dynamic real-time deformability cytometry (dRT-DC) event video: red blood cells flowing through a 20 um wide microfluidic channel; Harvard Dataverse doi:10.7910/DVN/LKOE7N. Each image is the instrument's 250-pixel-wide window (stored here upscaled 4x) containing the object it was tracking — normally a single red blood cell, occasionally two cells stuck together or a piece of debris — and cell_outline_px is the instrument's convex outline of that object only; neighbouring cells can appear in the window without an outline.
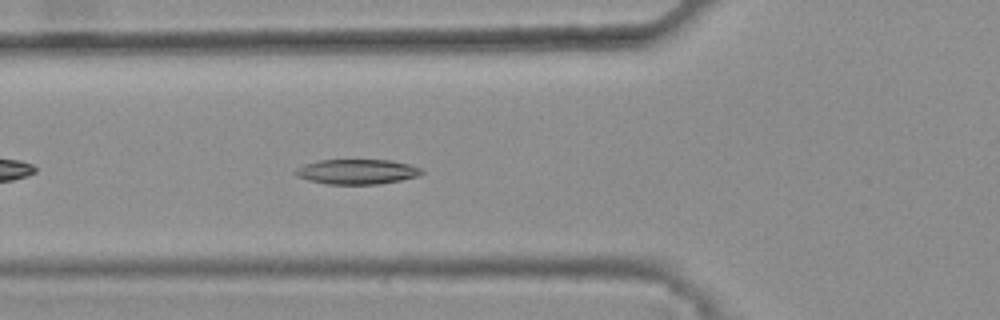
{"species": "common noctule bat (a hibernating species)", "species_latin": "Nyctalus noctula", "temperature_condition": "warm", "stored_images_in_passage": 33, "camera_frame_rate_fps": 3000, "um_per_image_px": 0.085, "animal": {"sex": "female", "body_mass_g": 25.1}, "frame": {"image": 1, "passage_image": 8, "time_ms": 2.333, "image_size_px": [1000, 320], "cell_outline_px": [[424, 172], [420, 176], [380, 184], [324, 184], [308, 180], [296, 176], [292, 172], [296, 168], [304, 164], [320, 160], [392, 160], [424, 168]], "centroid_in_image_um": [30.35, 14.59], "position_along_channel_um": 95.5, "area_um2": 18.61}}
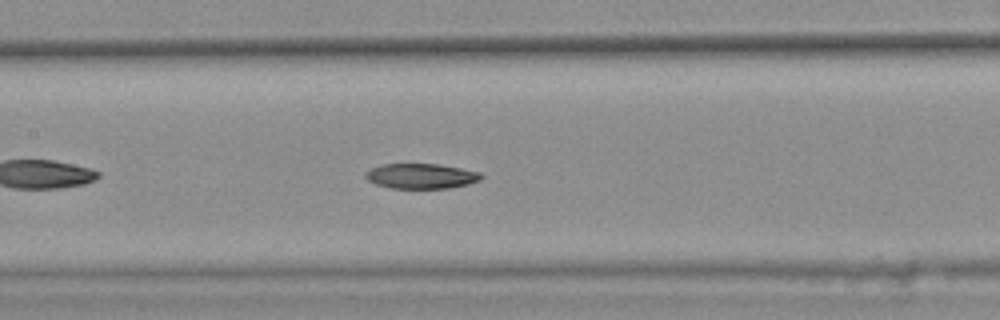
{"frame": {"image": 2, "passage_image": 14, "time_ms": 4.333, "image_size_px": [1000, 320], "cell_outline_px": [[484, 176], [480, 180], [468, 184], [448, 188], [392, 188], [376, 184], [368, 180], [364, 176], [372, 168], [380, 164], [436, 164], [460, 168], [480, 172]], "centroid_in_image_um": [35.81, 14.96], "position_along_channel_um": 171.6, "area_um2": 16.76}}
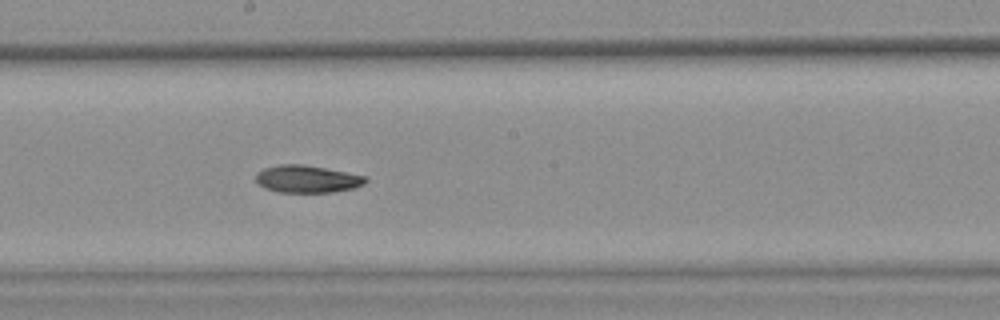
{"frame": {"image": 3, "passage_image": 18, "time_ms": 5.667, "image_size_px": [1000, 320], "cell_outline_px": [[368, 180], [364, 184], [352, 188], [332, 192], [280, 192], [264, 188], [256, 180], [256, 172], [264, 168], [280, 164], [300, 164], [324, 168], [368, 176]], "centroid_in_image_um": [26.11, 15.21], "position_along_channel_um": 222.1, "area_um2": 17.4}, "authors_computed_cell_mechanics": {"area_um2": 18.0336, "velocity_mm_per_s": 3.7948, "shape_relaxation_time_tau1_ms": null, "shape_relaxation_time_tau2_ms": 9.4872, "deformation_change_tau1": null, "deformation_change_tau2": 0.1346}}